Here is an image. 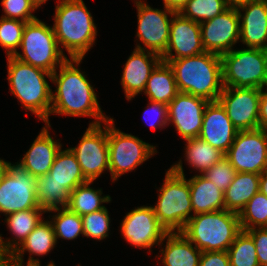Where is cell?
Segmentation results:
<instances>
[{"label": "cell", "instance_id": "6da1fadb", "mask_svg": "<svg viewBox=\"0 0 267 266\" xmlns=\"http://www.w3.org/2000/svg\"><path fill=\"white\" fill-rule=\"evenodd\" d=\"M83 59H67L59 66V73H52L51 81L56 89L52 91L51 114L73 117H92L89 125L105 123L110 116L101 110L94 87L84 71L78 68Z\"/></svg>", "mask_w": 267, "mask_h": 266}, {"label": "cell", "instance_id": "7a4b0ae2", "mask_svg": "<svg viewBox=\"0 0 267 266\" xmlns=\"http://www.w3.org/2000/svg\"><path fill=\"white\" fill-rule=\"evenodd\" d=\"M53 31L61 51L72 59H83L95 45L97 27L83 0H58ZM61 45V46H60Z\"/></svg>", "mask_w": 267, "mask_h": 266}, {"label": "cell", "instance_id": "3957f363", "mask_svg": "<svg viewBox=\"0 0 267 266\" xmlns=\"http://www.w3.org/2000/svg\"><path fill=\"white\" fill-rule=\"evenodd\" d=\"M179 92L217 101L222 90V62L217 54L204 52L196 56L171 60Z\"/></svg>", "mask_w": 267, "mask_h": 266}, {"label": "cell", "instance_id": "277c9868", "mask_svg": "<svg viewBox=\"0 0 267 266\" xmlns=\"http://www.w3.org/2000/svg\"><path fill=\"white\" fill-rule=\"evenodd\" d=\"M7 74L10 92L26 110L50 125L52 89L45 76L51 80L52 73L8 56Z\"/></svg>", "mask_w": 267, "mask_h": 266}, {"label": "cell", "instance_id": "5b68a950", "mask_svg": "<svg viewBox=\"0 0 267 266\" xmlns=\"http://www.w3.org/2000/svg\"><path fill=\"white\" fill-rule=\"evenodd\" d=\"M157 191L158 201L152 206L156 218L167 232H181L193 216L189 183L181 159L166 171L163 185Z\"/></svg>", "mask_w": 267, "mask_h": 266}, {"label": "cell", "instance_id": "8992f818", "mask_svg": "<svg viewBox=\"0 0 267 266\" xmlns=\"http://www.w3.org/2000/svg\"><path fill=\"white\" fill-rule=\"evenodd\" d=\"M238 213L226 209L193 215L181 233L202 252L227 251L241 232Z\"/></svg>", "mask_w": 267, "mask_h": 266}, {"label": "cell", "instance_id": "52a82bcc", "mask_svg": "<svg viewBox=\"0 0 267 266\" xmlns=\"http://www.w3.org/2000/svg\"><path fill=\"white\" fill-rule=\"evenodd\" d=\"M20 48L13 57L21 62L53 73L68 57L61 51L52 26L37 19L27 22Z\"/></svg>", "mask_w": 267, "mask_h": 266}, {"label": "cell", "instance_id": "ba28073f", "mask_svg": "<svg viewBox=\"0 0 267 266\" xmlns=\"http://www.w3.org/2000/svg\"><path fill=\"white\" fill-rule=\"evenodd\" d=\"M220 57L223 87L263 89L267 77V50L246 47Z\"/></svg>", "mask_w": 267, "mask_h": 266}, {"label": "cell", "instance_id": "9c48e42d", "mask_svg": "<svg viewBox=\"0 0 267 266\" xmlns=\"http://www.w3.org/2000/svg\"><path fill=\"white\" fill-rule=\"evenodd\" d=\"M114 124L112 117L108 119L109 172L113 182L157 153L156 146L122 132Z\"/></svg>", "mask_w": 267, "mask_h": 266}, {"label": "cell", "instance_id": "30bf717a", "mask_svg": "<svg viewBox=\"0 0 267 266\" xmlns=\"http://www.w3.org/2000/svg\"><path fill=\"white\" fill-rule=\"evenodd\" d=\"M133 1L138 18L136 37L144 45L136 42L135 48L162 56L168 46L171 19L176 12L166 7L164 10L153 8L142 0Z\"/></svg>", "mask_w": 267, "mask_h": 266}, {"label": "cell", "instance_id": "8fae6325", "mask_svg": "<svg viewBox=\"0 0 267 266\" xmlns=\"http://www.w3.org/2000/svg\"><path fill=\"white\" fill-rule=\"evenodd\" d=\"M103 125H89L77 146L70 148L87 181L109 171L108 120Z\"/></svg>", "mask_w": 267, "mask_h": 266}, {"label": "cell", "instance_id": "7c38bea8", "mask_svg": "<svg viewBox=\"0 0 267 266\" xmlns=\"http://www.w3.org/2000/svg\"><path fill=\"white\" fill-rule=\"evenodd\" d=\"M225 156L236 172L262 174L267 170V131H238Z\"/></svg>", "mask_w": 267, "mask_h": 266}, {"label": "cell", "instance_id": "4fadbf2b", "mask_svg": "<svg viewBox=\"0 0 267 266\" xmlns=\"http://www.w3.org/2000/svg\"><path fill=\"white\" fill-rule=\"evenodd\" d=\"M36 178L18 164H11L0 183V213L5 216L38 206Z\"/></svg>", "mask_w": 267, "mask_h": 266}, {"label": "cell", "instance_id": "5bb4252c", "mask_svg": "<svg viewBox=\"0 0 267 266\" xmlns=\"http://www.w3.org/2000/svg\"><path fill=\"white\" fill-rule=\"evenodd\" d=\"M125 241L136 248L151 250L152 246H162L163 238L168 233L156 218L152 205L132 209L124 216L120 224Z\"/></svg>", "mask_w": 267, "mask_h": 266}, {"label": "cell", "instance_id": "9a60e30c", "mask_svg": "<svg viewBox=\"0 0 267 266\" xmlns=\"http://www.w3.org/2000/svg\"><path fill=\"white\" fill-rule=\"evenodd\" d=\"M261 89L223 87L218 98L238 131L259 128Z\"/></svg>", "mask_w": 267, "mask_h": 266}, {"label": "cell", "instance_id": "2e32d148", "mask_svg": "<svg viewBox=\"0 0 267 266\" xmlns=\"http://www.w3.org/2000/svg\"><path fill=\"white\" fill-rule=\"evenodd\" d=\"M202 45L206 52L219 56L239 43L240 19L236 7H229L213 19L200 23Z\"/></svg>", "mask_w": 267, "mask_h": 266}, {"label": "cell", "instance_id": "e0dca14e", "mask_svg": "<svg viewBox=\"0 0 267 266\" xmlns=\"http://www.w3.org/2000/svg\"><path fill=\"white\" fill-rule=\"evenodd\" d=\"M208 102L204 98L179 92L168 104V124H174L177 133L184 140L198 138Z\"/></svg>", "mask_w": 267, "mask_h": 266}, {"label": "cell", "instance_id": "ac0fdd59", "mask_svg": "<svg viewBox=\"0 0 267 266\" xmlns=\"http://www.w3.org/2000/svg\"><path fill=\"white\" fill-rule=\"evenodd\" d=\"M204 52L200 23L175 13L171 19L168 46L161 56L162 61L169 63L171 60L196 56Z\"/></svg>", "mask_w": 267, "mask_h": 266}, {"label": "cell", "instance_id": "d6986e66", "mask_svg": "<svg viewBox=\"0 0 267 266\" xmlns=\"http://www.w3.org/2000/svg\"><path fill=\"white\" fill-rule=\"evenodd\" d=\"M237 132L222 104L218 100L209 101L204 110L199 138L226 154Z\"/></svg>", "mask_w": 267, "mask_h": 266}, {"label": "cell", "instance_id": "ffe728a7", "mask_svg": "<svg viewBox=\"0 0 267 266\" xmlns=\"http://www.w3.org/2000/svg\"><path fill=\"white\" fill-rule=\"evenodd\" d=\"M236 8L240 19L239 42L247 48L267 50V0L250 1Z\"/></svg>", "mask_w": 267, "mask_h": 266}, {"label": "cell", "instance_id": "44dd1931", "mask_svg": "<svg viewBox=\"0 0 267 266\" xmlns=\"http://www.w3.org/2000/svg\"><path fill=\"white\" fill-rule=\"evenodd\" d=\"M161 61L162 57L156 53L136 48L132 51L124 64L121 77V84L128 101L144 92L151 72Z\"/></svg>", "mask_w": 267, "mask_h": 266}, {"label": "cell", "instance_id": "7402d4cb", "mask_svg": "<svg viewBox=\"0 0 267 266\" xmlns=\"http://www.w3.org/2000/svg\"><path fill=\"white\" fill-rule=\"evenodd\" d=\"M45 125L46 126H43L41 132L35 138L24 157L20 159V162L16 163L35 178L49 173L54 159L62 147L59 139L54 140L51 137L48 131L51 125Z\"/></svg>", "mask_w": 267, "mask_h": 266}, {"label": "cell", "instance_id": "603a6c76", "mask_svg": "<svg viewBox=\"0 0 267 266\" xmlns=\"http://www.w3.org/2000/svg\"><path fill=\"white\" fill-rule=\"evenodd\" d=\"M57 244L54 228L51 221L42 220L19 247L10 255L11 266H24V253H29L26 266H40L41 261L32 257L49 254Z\"/></svg>", "mask_w": 267, "mask_h": 266}, {"label": "cell", "instance_id": "cb8c5ba5", "mask_svg": "<svg viewBox=\"0 0 267 266\" xmlns=\"http://www.w3.org/2000/svg\"><path fill=\"white\" fill-rule=\"evenodd\" d=\"M163 241L165 248L159 251L162 257H157L164 266H199L202 251L181 232H168Z\"/></svg>", "mask_w": 267, "mask_h": 266}, {"label": "cell", "instance_id": "d4e9b609", "mask_svg": "<svg viewBox=\"0 0 267 266\" xmlns=\"http://www.w3.org/2000/svg\"><path fill=\"white\" fill-rule=\"evenodd\" d=\"M43 213H46L44 209H28L5 216L4 223H7V228L14 238L4 240L0 234V249L11 255L27 238L28 234L44 219L42 217Z\"/></svg>", "mask_w": 267, "mask_h": 266}, {"label": "cell", "instance_id": "484cf974", "mask_svg": "<svg viewBox=\"0 0 267 266\" xmlns=\"http://www.w3.org/2000/svg\"><path fill=\"white\" fill-rule=\"evenodd\" d=\"M187 180L194 215L225 209L224 192L216 188L213 182L202 174H196Z\"/></svg>", "mask_w": 267, "mask_h": 266}, {"label": "cell", "instance_id": "4316f807", "mask_svg": "<svg viewBox=\"0 0 267 266\" xmlns=\"http://www.w3.org/2000/svg\"><path fill=\"white\" fill-rule=\"evenodd\" d=\"M148 100L168 105L179 93L175 75L169 63L161 61L151 72L143 92Z\"/></svg>", "mask_w": 267, "mask_h": 266}, {"label": "cell", "instance_id": "83f0119b", "mask_svg": "<svg viewBox=\"0 0 267 266\" xmlns=\"http://www.w3.org/2000/svg\"><path fill=\"white\" fill-rule=\"evenodd\" d=\"M259 182V174L237 172L224 192L225 209L239 214L247 202L259 192Z\"/></svg>", "mask_w": 267, "mask_h": 266}, {"label": "cell", "instance_id": "f1b7e54d", "mask_svg": "<svg viewBox=\"0 0 267 266\" xmlns=\"http://www.w3.org/2000/svg\"><path fill=\"white\" fill-rule=\"evenodd\" d=\"M48 174L50 179L62 183L70 192L78 185L87 182L70 148L62 150L61 147Z\"/></svg>", "mask_w": 267, "mask_h": 266}, {"label": "cell", "instance_id": "f546056e", "mask_svg": "<svg viewBox=\"0 0 267 266\" xmlns=\"http://www.w3.org/2000/svg\"><path fill=\"white\" fill-rule=\"evenodd\" d=\"M91 184H93V181H87L78 185L70 193L68 208L81 217L101 210L105 208L103 203L111 202L110 195L102 196V189H94L90 187Z\"/></svg>", "mask_w": 267, "mask_h": 266}, {"label": "cell", "instance_id": "4dcf8cb0", "mask_svg": "<svg viewBox=\"0 0 267 266\" xmlns=\"http://www.w3.org/2000/svg\"><path fill=\"white\" fill-rule=\"evenodd\" d=\"M36 195L38 206L45 211L68 207L70 191L56 180L50 179V175L36 177Z\"/></svg>", "mask_w": 267, "mask_h": 266}, {"label": "cell", "instance_id": "1f68e13d", "mask_svg": "<svg viewBox=\"0 0 267 266\" xmlns=\"http://www.w3.org/2000/svg\"><path fill=\"white\" fill-rule=\"evenodd\" d=\"M185 141V160L190 167L199 171L200 174H203L225 156L223 152L199 137L186 139Z\"/></svg>", "mask_w": 267, "mask_h": 266}, {"label": "cell", "instance_id": "d6a6232c", "mask_svg": "<svg viewBox=\"0 0 267 266\" xmlns=\"http://www.w3.org/2000/svg\"><path fill=\"white\" fill-rule=\"evenodd\" d=\"M54 213L49 215V219L53 225L56 240L61 238L65 240H74L78 236L83 235V220L78 214L72 212L68 207L55 208L46 211L47 213ZM57 213V214H56ZM53 217L52 219L50 218Z\"/></svg>", "mask_w": 267, "mask_h": 266}, {"label": "cell", "instance_id": "836d02e7", "mask_svg": "<svg viewBox=\"0 0 267 266\" xmlns=\"http://www.w3.org/2000/svg\"><path fill=\"white\" fill-rule=\"evenodd\" d=\"M238 215L243 231L267 227V196L256 193Z\"/></svg>", "mask_w": 267, "mask_h": 266}, {"label": "cell", "instance_id": "e575fe53", "mask_svg": "<svg viewBox=\"0 0 267 266\" xmlns=\"http://www.w3.org/2000/svg\"><path fill=\"white\" fill-rule=\"evenodd\" d=\"M229 8L226 0H189L179 12L183 17L202 23Z\"/></svg>", "mask_w": 267, "mask_h": 266}, {"label": "cell", "instance_id": "d590c367", "mask_svg": "<svg viewBox=\"0 0 267 266\" xmlns=\"http://www.w3.org/2000/svg\"><path fill=\"white\" fill-rule=\"evenodd\" d=\"M230 266H259L252 237L241 231L227 250Z\"/></svg>", "mask_w": 267, "mask_h": 266}, {"label": "cell", "instance_id": "8d00e7d4", "mask_svg": "<svg viewBox=\"0 0 267 266\" xmlns=\"http://www.w3.org/2000/svg\"><path fill=\"white\" fill-rule=\"evenodd\" d=\"M27 22L0 17V46L6 55L14 56L20 49L23 30Z\"/></svg>", "mask_w": 267, "mask_h": 266}, {"label": "cell", "instance_id": "74e56055", "mask_svg": "<svg viewBox=\"0 0 267 266\" xmlns=\"http://www.w3.org/2000/svg\"><path fill=\"white\" fill-rule=\"evenodd\" d=\"M84 236L96 240L106 239L110 231V217L107 208L82 216Z\"/></svg>", "mask_w": 267, "mask_h": 266}, {"label": "cell", "instance_id": "f35d334b", "mask_svg": "<svg viewBox=\"0 0 267 266\" xmlns=\"http://www.w3.org/2000/svg\"><path fill=\"white\" fill-rule=\"evenodd\" d=\"M236 170L230 164L229 159L224 156L220 161L214 164L211 168L205 171L202 175L209 179L216 188L225 192L232 183Z\"/></svg>", "mask_w": 267, "mask_h": 266}, {"label": "cell", "instance_id": "ab89813d", "mask_svg": "<svg viewBox=\"0 0 267 266\" xmlns=\"http://www.w3.org/2000/svg\"><path fill=\"white\" fill-rule=\"evenodd\" d=\"M4 15L1 17L17 19L23 22H32L38 18L32 14L37 7L31 0H2Z\"/></svg>", "mask_w": 267, "mask_h": 266}, {"label": "cell", "instance_id": "60d3db41", "mask_svg": "<svg viewBox=\"0 0 267 266\" xmlns=\"http://www.w3.org/2000/svg\"><path fill=\"white\" fill-rule=\"evenodd\" d=\"M148 108L144 110V113L142 114L144 116V119L146 122L149 123L148 114H151V117L153 120L149 123V126L151 129L156 130L157 128H164L166 126H169L168 124V105L150 101L148 103ZM146 115L148 117H146ZM154 121V122H153Z\"/></svg>", "mask_w": 267, "mask_h": 266}, {"label": "cell", "instance_id": "b9f144b4", "mask_svg": "<svg viewBox=\"0 0 267 266\" xmlns=\"http://www.w3.org/2000/svg\"><path fill=\"white\" fill-rule=\"evenodd\" d=\"M256 247L259 266H267V227L246 230Z\"/></svg>", "mask_w": 267, "mask_h": 266}, {"label": "cell", "instance_id": "7bdbcfd3", "mask_svg": "<svg viewBox=\"0 0 267 266\" xmlns=\"http://www.w3.org/2000/svg\"><path fill=\"white\" fill-rule=\"evenodd\" d=\"M199 266H230L227 251L202 252Z\"/></svg>", "mask_w": 267, "mask_h": 266}, {"label": "cell", "instance_id": "ee69618b", "mask_svg": "<svg viewBox=\"0 0 267 266\" xmlns=\"http://www.w3.org/2000/svg\"><path fill=\"white\" fill-rule=\"evenodd\" d=\"M259 128L267 131V92L263 90L260 96Z\"/></svg>", "mask_w": 267, "mask_h": 266}, {"label": "cell", "instance_id": "f6af8a7d", "mask_svg": "<svg viewBox=\"0 0 267 266\" xmlns=\"http://www.w3.org/2000/svg\"><path fill=\"white\" fill-rule=\"evenodd\" d=\"M189 0H163V6L176 13H179L181 9L186 5Z\"/></svg>", "mask_w": 267, "mask_h": 266}, {"label": "cell", "instance_id": "bcb514c9", "mask_svg": "<svg viewBox=\"0 0 267 266\" xmlns=\"http://www.w3.org/2000/svg\"><path fill=\"white\" fill-rule=\"evenodd\" d=\"M259 192L267 196V170L260 174Z\"/></svg>", "mask_w": 267, "mask_h": 266}, {"label": "cell", "instance_id": "7dc6e473", "mask_svg": "<svg viewBox=\"0 0 267 266\" xmlns=\"http://www.w3.org/2000/svg\"><path fill=\"white\" fill-rule=\"evenodd\" d=\"M11 165V162H7L4 159L0 158V183L4 179L5 175L8 172L9 166Z\"/></svg>", "mask_w": 267, "mask_h": 266}, {"label": "cell", "instance_id": "c3c4849f", "mask_svg": "<svg viewBox=\"0 0 267 266\" xmlns=\"http://www.w3.org/2000/svg\"><path fill=\"white\" fill-rule=\"evenodd\" d=\"M0 266H11L10 255L0 249Z\"/></svg>", "mask_w": 267, "mask_h": 266}, {"label": "cell", "instance_id": "681fc988", "mask_svg": "<svg viewBox=\"0 0 267 266\" xmlns=\"http://www.w3.org/2000/svg\"><path fill=\"white\" fill-rule=\"evenodd\" d=\"M250 1H254V0H226L229 7H238Z\"/></svg>", "mask_w": 267, "mask_h": 266}, {"label": "cell", "instance_id": "f907efd6", "mask_svg": "<svg viewBox=\"0 0 267 266\" xmlns=\"http://www.w3.org/2000/svg\"><path fill=\"white\" fill-rule=\"evenodd\" d=\"M37 7H41L42 4H45L48 0H31Z\"/></svg>", "mask_w": 267, "mask_h": 266}, {"label": "cell", "instance_id": "816d5d0a", "mask_svg": "<svg viewBox=\"0 0 267 266\" xmlns=\"http://www.w3.org/2000/svg\"><path fill=\"white\" fill-rule=\"evenodd\" d=\"M40 266H41V265H40ZM46 266H56V265H55V263H54L53 260H52V261H50ZM78 266H81V265L78 264Z\"/></svg>", "mask_w": 267, "mask_h": 266}, {"label": "cell", "instance_id": "f5cc1de1", "mask_svg": "<svg viewBox=\"0 0 267 266\" xmlns=\"http://www.w3.org/2000/svg\"><path fill=\"white\" fill-rule=\"evenodd\" d=\"M266 88V89H265ZM263 91H265V92H267V77H266V82H265V84H264V86H263V89H262Z\"/></svg>", "mask_w": 267, "mask_h": 266}]
</instances>
